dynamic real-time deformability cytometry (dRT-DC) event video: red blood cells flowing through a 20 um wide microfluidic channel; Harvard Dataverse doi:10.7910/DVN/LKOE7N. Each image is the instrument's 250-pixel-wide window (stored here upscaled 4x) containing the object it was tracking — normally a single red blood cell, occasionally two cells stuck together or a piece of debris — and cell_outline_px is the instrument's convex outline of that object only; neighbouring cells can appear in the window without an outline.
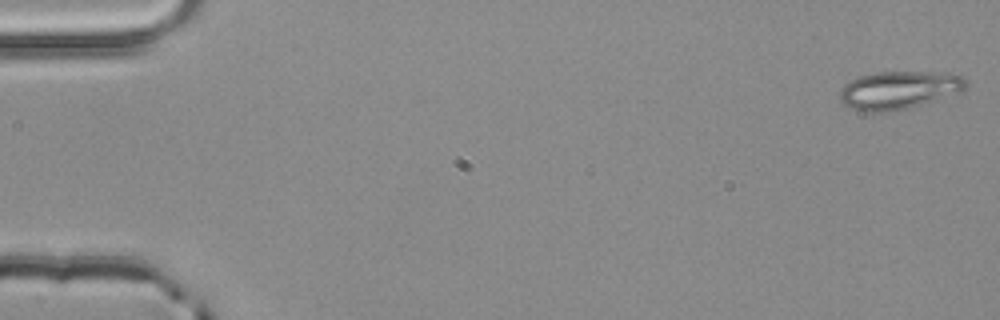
{"species": "common noctule bat (a hibernating species)", "species_latin": "Nyctalus noctula", "temperature_condition": "room temperature", "stored_images_in_passage": 3, "camera_frame_rate_fps": 3000, "um_per_image_px": 0.085, "animal": {"sex": "male", "body_mass_g": 20.4}, "frame": {"image": 1, "passage_image": 1, "time_ms": 0.0, "image_size_px": [1000, 320], "cell_outline_px": [[968, 84], [960, 92], [908, 108], [888, 112], [864, 112], [852, 108], [844, 104], [840, 100], [840, 88], [844, 84], [856, 76], [876, 72], [948, 72], [964, 76], [968, 80]], "centroid_in_image_um": [76.4, 7.64], "position_along_channel_um": 8.6, "area_um2": 28.21}}